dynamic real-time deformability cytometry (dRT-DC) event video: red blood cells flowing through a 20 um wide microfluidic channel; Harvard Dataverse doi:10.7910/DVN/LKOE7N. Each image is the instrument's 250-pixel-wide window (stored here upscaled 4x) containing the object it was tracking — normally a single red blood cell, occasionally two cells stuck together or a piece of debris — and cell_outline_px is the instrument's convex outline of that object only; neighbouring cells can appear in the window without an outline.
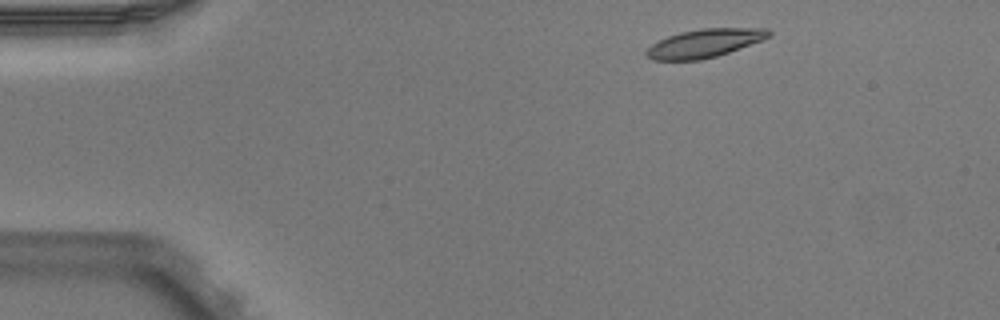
{"species": "Egyptian fruit bat (a non-hibernating species)", "species_latin": "Rousettus aegyptiacus", "temperature_condition": "warm", "stored_images_in_passage": 3, "camera_frame_rate_fps": 3000, "um_per_image_px": 0.085, "animal": {"sex": "male"}, "frame": {"image": 1, "passage_image": 1, "time_ms": 0.0, "image_size_px": [1000, 320], "cell_outline_px": [[772, 36], [728, 52], [716, 56], [700, 60], [652, 60], [644, 56], [644, 52], [652, 44], [668, 36], [680, 32], [700, 28], [768, 28], [772, 32]], "centroid_in_image_um": [59.86, 3.67], "position_along_channel_um": 25.1, "area_um2": 20.23}}